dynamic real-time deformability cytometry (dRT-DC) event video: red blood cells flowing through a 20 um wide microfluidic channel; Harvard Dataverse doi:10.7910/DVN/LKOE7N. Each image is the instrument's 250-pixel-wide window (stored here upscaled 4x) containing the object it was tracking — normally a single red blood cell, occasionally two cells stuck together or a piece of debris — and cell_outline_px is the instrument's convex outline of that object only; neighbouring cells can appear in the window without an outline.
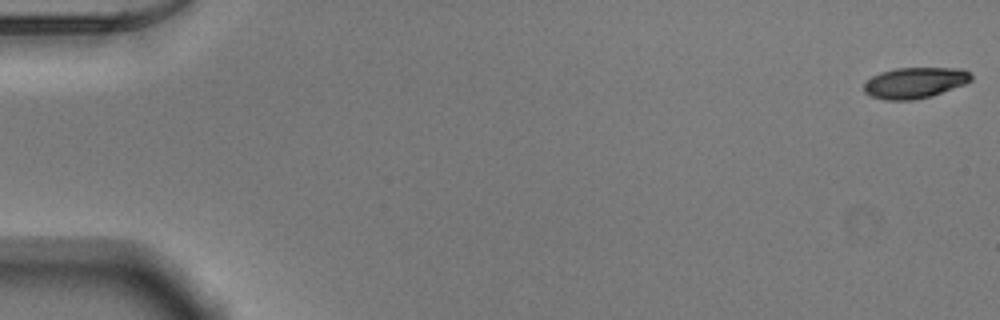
{"species": "Egyptian fruit bat (a non-hibernating species)", "species_latin": "Rousettus aegyptiacus", "temperature_condition": "warm", "stored_images_in_passage": 53, "camera_frame_rate_fps": 3000, "um_per_image_px": 0.085, "animal": {"sex": "male"}, "frame": {"image": 1, "passage_image": 1, "time_ms": 0.0, "image_size_px": [1000, 320], "cell_outline_px": [[972, 80], [964, 84], [928, 96], [912, 100], [884, 100], [872, 96], [864, 92], [864, 84], [872, 76], [880, 72], [896, 68], [964, 68], [972, 76]], "centroid_in_image_um": [77.74, 7.02], "position_along_channel_um": 7.3, "area_um2": 19.07}}
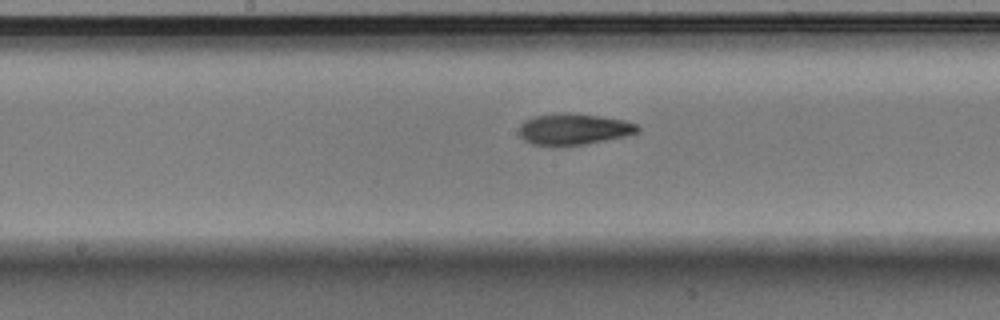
{"frame": {"image": 2, "passage_image": 28, "time_ms": 9.0, "image_size_px": [1000, 320], "cell_outline_px": [[640, 132], [624, 136], [584, 144], [556, 148], [532, 144], [524, 140], [520, 136], [520, 124], [524, 120], [536, 116], [556, 112], [568, 112], [600, 116], [624, 120], [636, 124], [640, 128]], "centroid_in_image_um": [48.72, 10.99], "position_along_channel_um": 199.5, "area_um2": 22.02}}
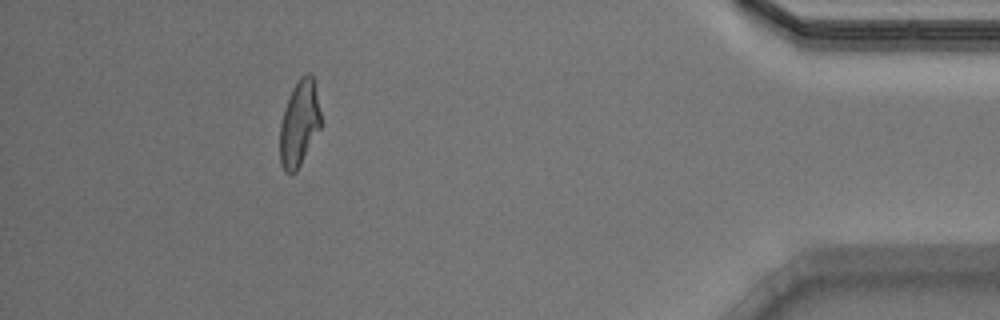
{"frame": {"image": 3, "passage_image": 48, "time_ms": 15.667, "image_size_px": [1000, 320], "cell_outline_px": [[320, 128], [296, 172], [284, 172], [280, 164], [280, 124], [284, 108], [292, 88], [300, 76], [308, 72], [312, 72], [320, 112]], "centroid_in_image_um": [25.42, 10.47], "position_along_channel_um": 409.8, "area_um2": 20.35}, "authors_computed_cell_mechanics": {"area_um2": 20.808, "velocity_mm_per_s": 3.9166, "shape_relaxation_time_tau1_ms": 6.2354, "shape_relaxation_time_tau2_ms": 2.7049, "deformation_change_tau1": 0.2068, "deformation_change_tau2": 0.1079}}